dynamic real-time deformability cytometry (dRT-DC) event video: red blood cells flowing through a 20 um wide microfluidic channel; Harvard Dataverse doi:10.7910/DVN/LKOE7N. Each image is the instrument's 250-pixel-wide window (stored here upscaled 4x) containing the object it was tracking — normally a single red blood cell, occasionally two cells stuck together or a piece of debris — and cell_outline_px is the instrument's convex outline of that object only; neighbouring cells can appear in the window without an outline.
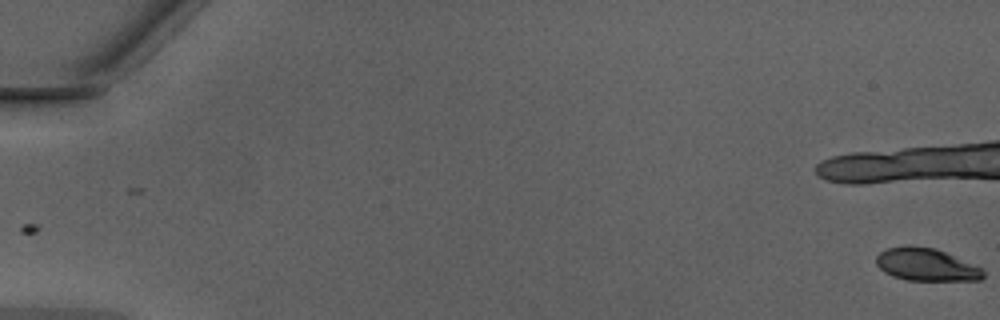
{"species": "Egyptian fruit bat (a non-hibernating species)", "species_latin": "Rousettus aegyptiacus", "temperature_condition": "warm", "stored_images_in_passage": 21, "camera_frame_rate_fps": 3000, "um_per_image_px": 0.085, "animal": {"sex": "male"}, "frame": {"image": 1, "passage_image": 1, "time_ms": 0.0, "image_size_px": [1000, 320], "cell_outline_px": [[984, 276], [980, 280], [908, 280], [892, 276], [884, 272], [876, 264], [876, 256], [880, 252], [888, 248], [904, 244], [908, 244], [936, 248], [984, 268]], "centroid_in_image_um": [78.73, 22.47], "position_along_channel_um": 6.3, "area_um2": 20.63}}